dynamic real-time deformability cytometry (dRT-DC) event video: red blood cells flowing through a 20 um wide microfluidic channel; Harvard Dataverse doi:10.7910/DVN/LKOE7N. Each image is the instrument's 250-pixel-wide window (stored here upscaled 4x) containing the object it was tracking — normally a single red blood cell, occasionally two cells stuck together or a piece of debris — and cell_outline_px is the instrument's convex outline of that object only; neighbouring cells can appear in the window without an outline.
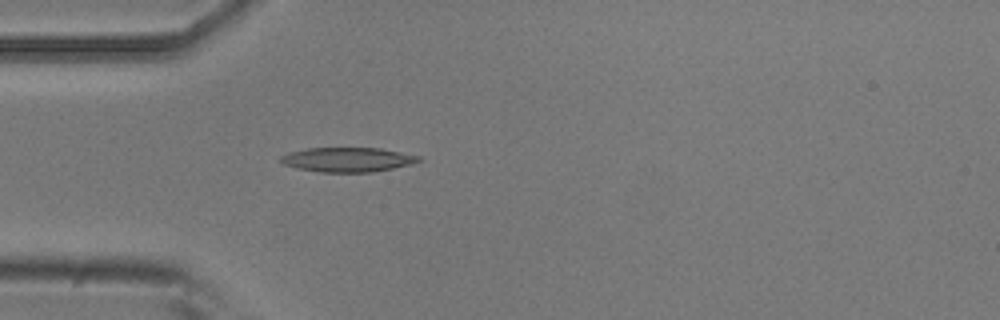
{"species": "common noctule bat (a hibernating species)", "species_latin": "Nyctalus noctula", "temperature_condition": "room temperature", "stored_images_in_passage": 3, "camera_frame_rate_fps": 3000, "um_per_image_px": 0.085, "animal": {"sex": "male", "body_mass_g": 20.5, "forearm_length_mm": 52.5}, "frame": {"image": 1, "passage_image": 3, "time_ms": 0.667, "image_size_px": [1000, 320], "cell_outline_px": [[420, 160], [412, 164], [372, 172], [320, 172], [300, 168], [284, 164], [280, 160], [280, 156], [288, 152], [308, 148], [380, 148], [420, 156]], "centroid_in_image_um": [29.54, 13.56], "position_along_channel_um": 55.5, "area_um2": 19.48}}